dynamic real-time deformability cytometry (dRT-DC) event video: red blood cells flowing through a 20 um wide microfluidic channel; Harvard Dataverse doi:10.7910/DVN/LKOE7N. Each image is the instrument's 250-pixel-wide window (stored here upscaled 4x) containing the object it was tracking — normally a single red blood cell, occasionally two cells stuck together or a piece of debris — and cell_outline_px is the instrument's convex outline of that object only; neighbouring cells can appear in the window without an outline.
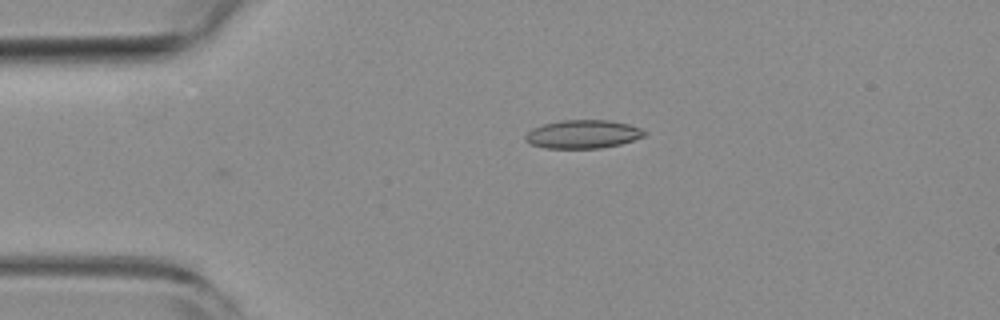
{"species": "common noctule bat (a hibernating species)", "species_latin": "Nyctalus noctula", "temperature_condition": "room temperature", "stored_images_in_passage": 3, "camera_frame_rate_fps": 3000, "um_per_image_px": 0.085, "animal": {"sex": "female", "body_mass_g": 19.3, "forearm_length_mm": 54.1}, "frame": {"image": 1, "passage_image": 3, "time_ms": 0.667, "image_size_px": [1000, 320], "cell_outline_px": [[648, 132], [644, 136], [620, 144], [600, 148], [544, 148], [532, 144], [524, 140], [524, 136], [532, 128], [544, 124], [564, 120], [612, 120], [628, 124], [640, 128]], "centroid_in_image_um": [49.55, 11.4], "position_along_channel_um": 35.5, "area_um2": 19.65}}